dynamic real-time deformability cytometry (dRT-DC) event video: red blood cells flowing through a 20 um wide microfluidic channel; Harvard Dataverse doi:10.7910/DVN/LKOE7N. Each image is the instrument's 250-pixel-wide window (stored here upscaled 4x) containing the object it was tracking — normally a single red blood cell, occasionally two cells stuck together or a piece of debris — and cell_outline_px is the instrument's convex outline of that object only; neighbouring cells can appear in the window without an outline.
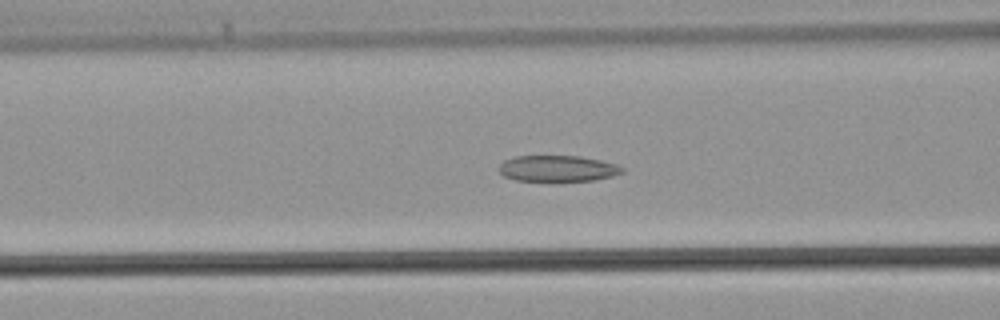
{"species": "common noctule bat (a hibernating species)", "species_latin": "Nyctalus noctula", "temperature_condition": "warm", "stored_images_in_passage": 41, "camera_frame_rate_fps": 3000, "um_per_image_px": 0.085, "animal": {"sex": "male", "body_mass_g": 21.5, "forearm_length_mm": 52.0}, "frame": {"image": 1, "passage_image": 15, "time_ms": 4.667, "image_size_px": [1000, 320], "cell_outline_px": [[624, 172], [612, 176], [596, 180], [516, 180], [504, 176], [500, 172], [500, 164], [504, 160], [516, 156], [580, 156], [600, 160], [616, 164], [624, 168]], "centroid_in_image_um": [47.42, 14.31], "position_along_channel_um": 119.2, "area_um2": 18.5}}
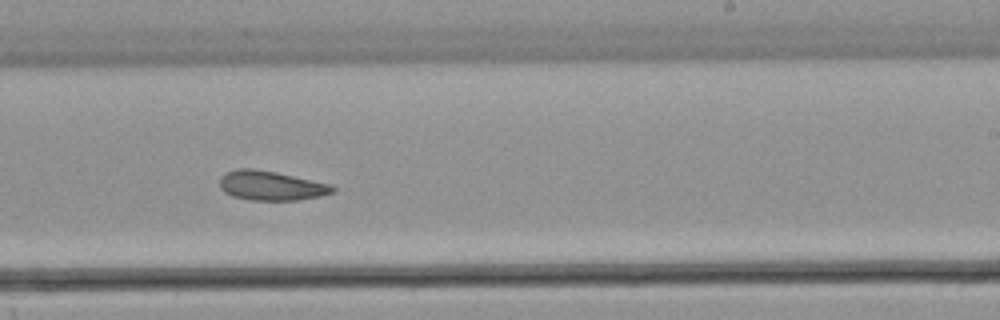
{"frame": {"image": 2, "passage_image": 24, "time_ms": 7.667, "image_size_px": [1000, 320], "cell_outline_px": [[336, 192], [320, 196], [296, 200], [248, 200], [232, 196], [224, 192], [220, 188], [220, 176], [224, 172], [236, 168], [252, 168], [276, 172], [332, 184], [336, 188]], "centroid_in_image_um": [23.03, 15.77], "position_along_channel_um": 266.0, "area_um2": 19.65}}
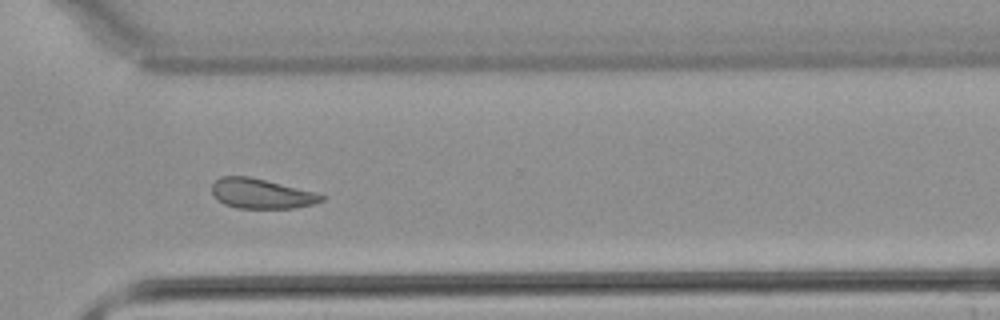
{"frame": {"image": 3, "passage_image": 29, "time_ms": 9.333, "image_size_px": [1000, 320], "cell_outline_px": [[324, 200], [312, 204], [292, 208], [236, 208], [224, 204], [212, 192], [212, 184], [220, 176], [248, 176], [316, 192], [324, 196]], "centroid_in_image_um": [22.21, 16.45], "position_along_channel_um": 348.4, "area_um2": 18.84}}